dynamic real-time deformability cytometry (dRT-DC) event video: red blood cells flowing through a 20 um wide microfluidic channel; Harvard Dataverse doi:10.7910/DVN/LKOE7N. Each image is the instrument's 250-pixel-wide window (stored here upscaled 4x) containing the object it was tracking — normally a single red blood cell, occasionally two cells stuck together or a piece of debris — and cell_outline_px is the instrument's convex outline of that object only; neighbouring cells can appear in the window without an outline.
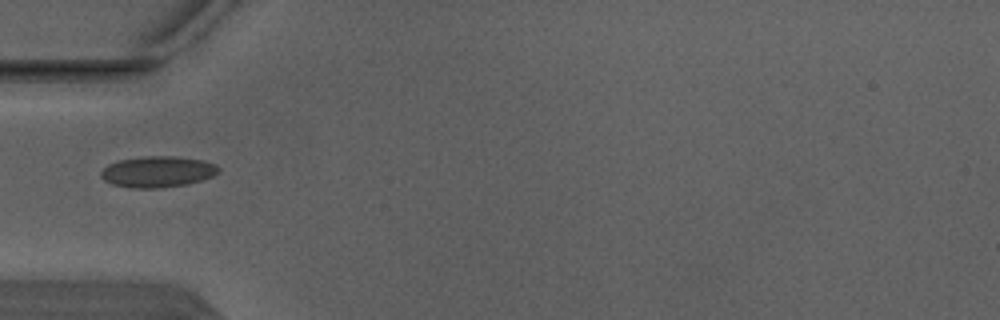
{"species": "Egyptian fruit bat (a non-hibernating species)", "species_latin": "Rousettus aegyptiacus", "temperature_condition": "warm", "stored_images_in_passage": 2, "camera_frame_rate_fps": 3000, "um_per_image_px": 0.085, "animal": {"sex": "male"}, "frame": {"image": 1, "passage_image": 1, "time_ms": 0.0, "image_size_px": [1000, 320], "cell_outline_px": [[220, 172], [212, 176], [188, 184], [160, 188], [132, 188], [112, 184], [104, 180], [100, 176], [100, 172], [108, 164], [120, 160], [144, 156], [172, 156], [204, 160], [216, 164], [220, 168]], "centroid_in_image_um": [13.41, 14.6], "position_along_channel_um": 71.6, "area_um2": 21.39}}
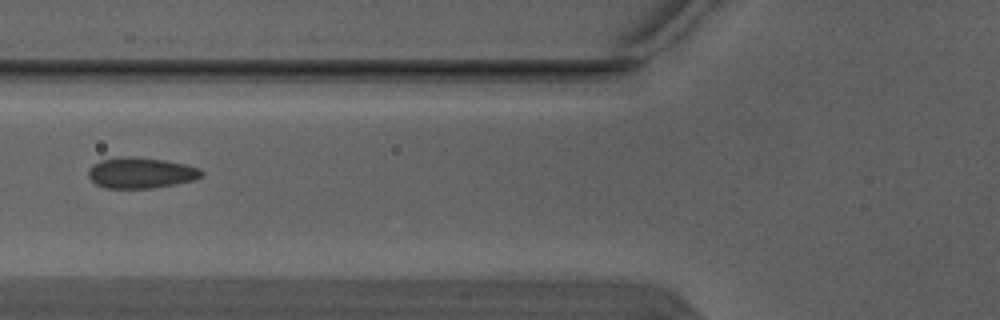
{"frame": {"image": 2, "passage_image": 2, "time_ms": 0.333, "image_size_px": [1000, 320], "cell_outline_px": [[204, 176], [196, 180], [152, 188], [104, 188], [96, 184], [88, 176], [88, 168], [92, 164], [100, 160], [120, 156], [132, 156], [164, 160], [184, 164], [200, 168], [204, 172]], "centroid_in_image_um": [11.97, 14.68], "position_along_channel_um": 113.8, "area_um2": 20.58}}